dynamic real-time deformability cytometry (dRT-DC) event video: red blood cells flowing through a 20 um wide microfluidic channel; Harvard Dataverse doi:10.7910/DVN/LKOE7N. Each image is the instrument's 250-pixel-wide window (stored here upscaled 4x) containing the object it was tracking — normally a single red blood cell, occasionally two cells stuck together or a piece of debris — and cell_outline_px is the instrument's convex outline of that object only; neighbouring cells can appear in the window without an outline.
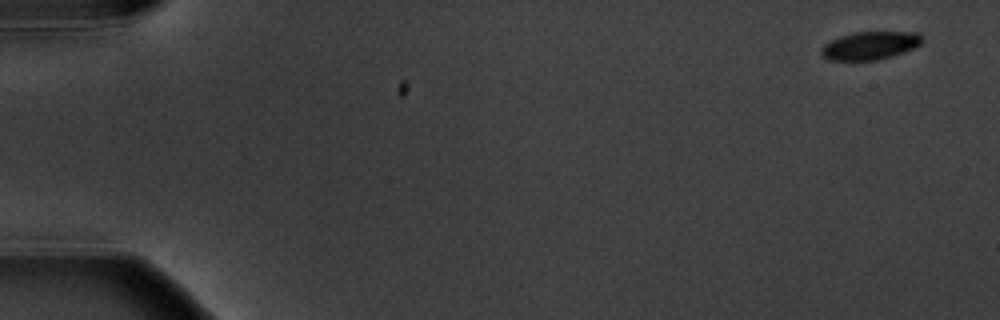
{"species": "common noctule bat (a hibernating species)", "species_latin": "Nyctalus noctula", "temperature_condition": "warm", "stored_images_in_passage": 5, "camera_frame_rate_fps": 3000, "um_per_image_px": 0.085, "animal": {"sex": "male", "body_mass_g": 20.1, "forearm_length_mm": 53.5}, "frame": {"image": 1, "passage_image": 1, "time_ms": 0.0, "image_size_px": [1000, 320], "cell_outline_px": [[924, 40], [920, 44], [904, 52], [892, 56], [876, 60], [828, 60], [820, 52], [820, 48], [824, 44], [840, 36], [852, 32], [916, 32], [924, 36]], "centroid_in_image_um": [73.96, 3.86], "position_along_channel_um": 11.0, "area_um2": 16.53}}
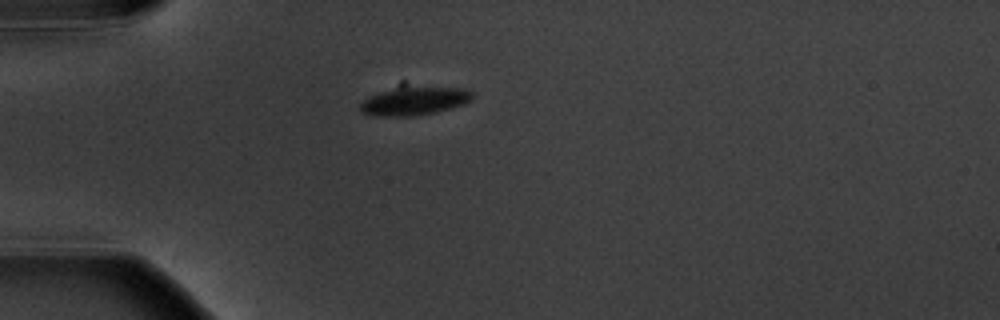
{"frame": {"image": 2, "passage_image": 5, "time_ms": 4.667, "image_size_px": [1000, 320], "cell_outline_px": [[472, 100], [464, 104], [452, 108], [436, 112], [412, 116], [368, 116], [360, 112], [360, 104], [368, 96], [392, 88], [464, 88], [472, 92]], "centroid_in_image_um": [35.18, 8.61], "position_along_channel_um": 49.8, "area_um2": 18.32}}